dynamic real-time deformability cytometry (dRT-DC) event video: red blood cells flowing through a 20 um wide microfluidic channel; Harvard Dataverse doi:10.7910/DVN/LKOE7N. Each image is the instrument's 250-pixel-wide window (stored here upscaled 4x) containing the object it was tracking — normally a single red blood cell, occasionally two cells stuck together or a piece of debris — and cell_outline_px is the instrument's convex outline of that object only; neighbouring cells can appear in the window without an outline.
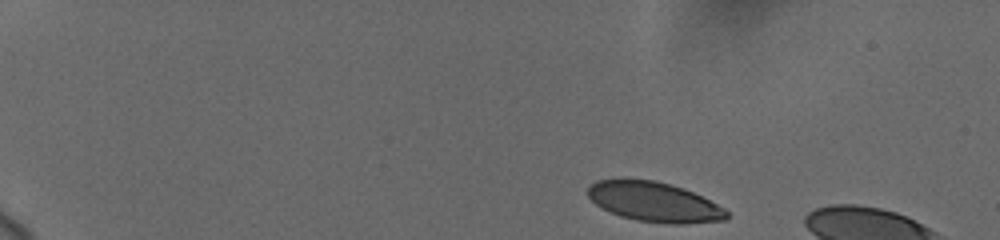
{"species": "human", "species_latin": "Homo sapiens", "temperature_condition": "cold", "stored_images_in_passage": 5, "camera_frame_rate_fps": 3000, "um_per_image_px": 0.085, "donor": {"sex": "female"}, "frame": {"image": 1, "passage_image": 1, "time_ms": 0.0, "image_size_px": [1000, 240], "cell_outline_px": [[728, 216], [724, 220], [680, 224], [672, 224], [636, 220], [620, 216], [596, 204], [588, 196], [588, 188], [596, 180], [620, 176], [624, 176], [656, 180], [684, 188], [724, 208], [728, 212]], "centroid_in_image_um": [55.55, 17.11], "position_along_channel_um": 29.5, "area_um2": 32.48}}